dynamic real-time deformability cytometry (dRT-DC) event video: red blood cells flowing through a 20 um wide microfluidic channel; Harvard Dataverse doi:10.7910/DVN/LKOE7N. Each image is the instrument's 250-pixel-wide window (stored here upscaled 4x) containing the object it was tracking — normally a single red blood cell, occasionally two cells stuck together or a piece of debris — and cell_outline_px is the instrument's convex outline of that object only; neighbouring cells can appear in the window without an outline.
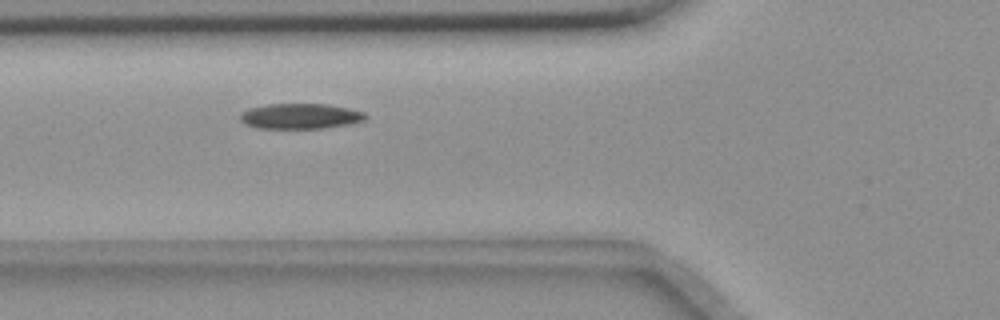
{"species": "common noctule bat (a hibernating species)", "species_latin": "Nyctalus noctula", "temperature_condition": "room temperature", "stored_images_in_passage": 41, "camera_frame_rate_fps": 3000, "um_per_image_px": 0.085, "animal": {"sex": "female", "body_mass_g": 18.4}, "frame": {"image": 1, "passage_image": 11, "time_ms": 3.333, "image_size_px": [1000, 320], "cell_outline_px": [[368, 116], [364, 120], [348, 124], [320, 128], [256, 128], [244, 124], [240, 120], [240, 112], [248, 108], [268, 104], [328, 104], [348, 108], [364, 112]], "centroid_in_image_um": [25.48, 9.87], "position_along_channel_um": 100.3, "area_um2": 18.55}}
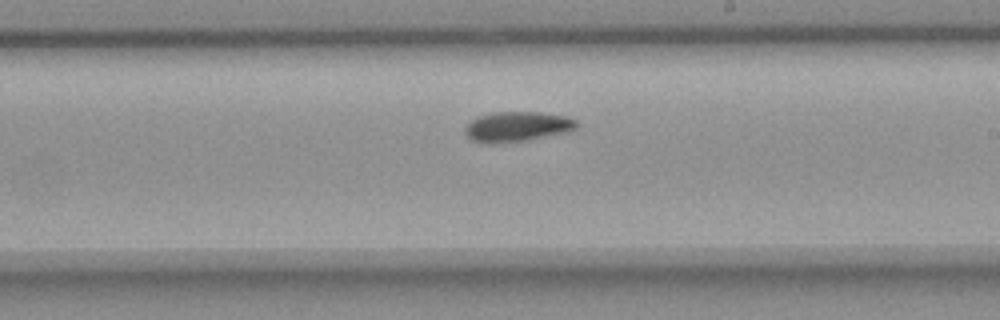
{"frame": {"image": 2, "passage_image": 23, "time_ms": 7.333, "image_size_px": [1000, 320], "cell_outline_px": [[580, 124], [576, 128], [568, 132], [524, 140], [472, 140], [464, 132], [464, 128], [472, 120], [480, 116], [496, 112], [540, 112], [568, 116], [576, 120]], "centroid_in_image_um": [44.07, 10.7], "position_along_channel_um": 244.9, "area_um2": 18.67}}
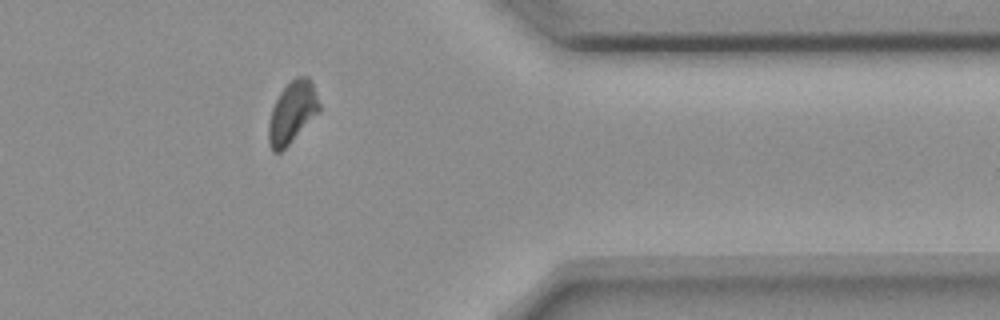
{"frame": {"image": 3, "passage_image": 36, "time_ms": 11.667, "image_size_px": [1000, 320], "cell_outline_px": [[320, 112], [280, 152], [272, 152], [268, 140], [268, 124], [272, 108], [280, 92], [296, 76], [308, 76], [312, 80], [320, 104]], "centroid_in_image_um": [24.85, 9.53], "position_along_channel_um": 386.5, "area_um2": 18.15}, "authors_computed_cell_mechanics": {"area_um2": 18.9584, "velocity_mm_per_s": 3.6301, "shape_relaxation_time_tau1_ms": 6.518, "shape_relaxation_time_tau2_ms": 8.8107, "deformation_change_tau1": 0.1353, "deformation_change_tau2": 0.1163}}